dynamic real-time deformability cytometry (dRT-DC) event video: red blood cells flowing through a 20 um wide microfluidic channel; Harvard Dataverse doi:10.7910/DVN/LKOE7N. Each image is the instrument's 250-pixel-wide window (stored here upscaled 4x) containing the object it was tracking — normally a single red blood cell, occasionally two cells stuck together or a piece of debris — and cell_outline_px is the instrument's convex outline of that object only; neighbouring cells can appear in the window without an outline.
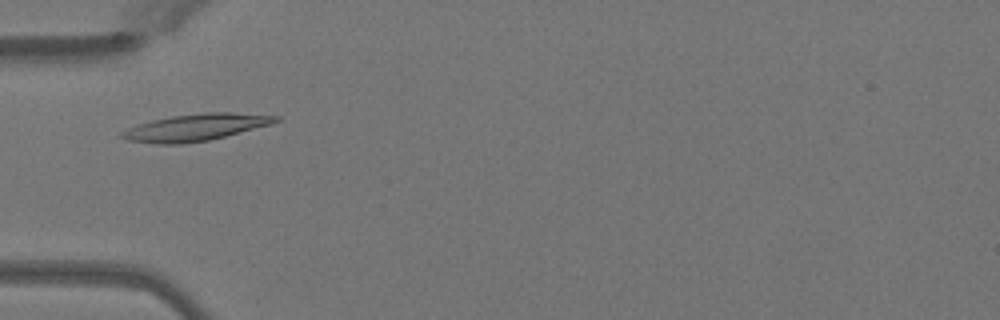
{"species": "Egyptian fruit bat (a non-hibernating species)", "species_latin": "Rousettus aegyptiacus", "temperature_condition": "warm", "stored_images_in_passage": 45, "camera_frame_rate_fps": 3000, "um_per_image_px": 0.085, "animal": {"sex": "female"}, "frame": {"image": 1, "passage_image": 11, "time_ms": 3.333, "image_size_px": [1000, 320], "cell_outline_px": [[280, 120], [272, 124], [208, 140], [180, 144], [156, 144], [128, 140], [120, 136], [120, 132], [128, 128], [152, 120], [172, 116], [204, 112], [232, 112], [280, 116]], "centroid_in_image_um": [16.64, 10.82], "position_along_channel_um": 68.4, "area_um2": 23.87}}
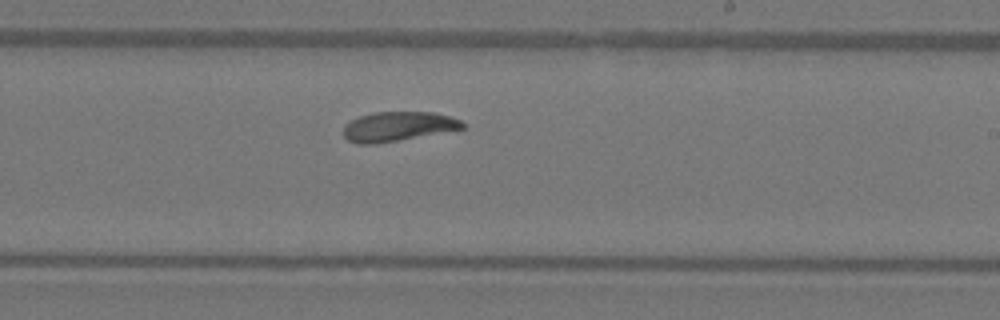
{"frame": {"image": 2, "passage_image": 25, "time_ms": 8.0, "image_size_px": [1000, 320], "cell_outline_px": [[464, 128], [376, 144], [360, 144], [348, 140], [344, 136], [344, 124], [360, 116], [372, 112], [432, 112], [448, 116], [460, 120], [464, 124]], "centroid_in_image_um": [33.78, 10.74], "position_along_channel_um": 255.2, "area_um2": 20.17}}
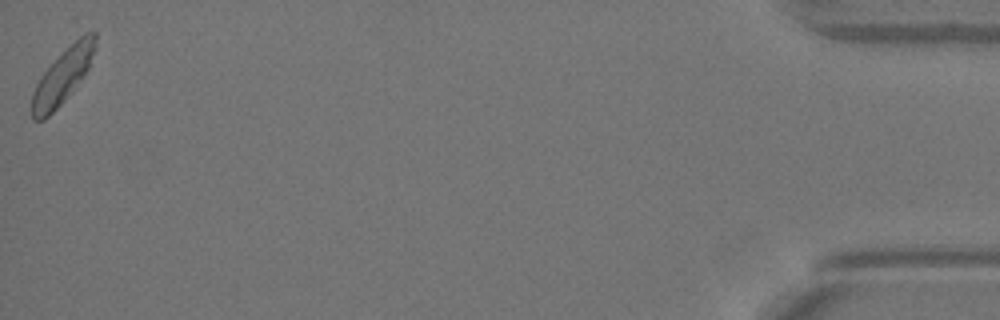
{"frame": {"image": 3, "passage_image": 45, "time_ms": 14.667, "image_size_px": [1000, 320], "cell_outline_px": [[96, 48], [88, 68], [68, 96], [44, 120], [32, 120], [32, 92], [40, 76], [80, 36], [88, 32], [96, 32]], "centroid_in_image_um": [5.32, 6.49], "position_along_channel_um": 429.9, "area_um2": 19.48}, "authors_computed_cell_mechanics": {"area_um2": 21.2126, "velocity_mm_per_s": 4.0169, "shape_relaxation_time_tau1_ms": 2.5449, "shape_relaxation_time_tau2_ms": 3.5325, "deformation_change_tau1": 0.1329, "deformation_change_tau2": 0.0783}}